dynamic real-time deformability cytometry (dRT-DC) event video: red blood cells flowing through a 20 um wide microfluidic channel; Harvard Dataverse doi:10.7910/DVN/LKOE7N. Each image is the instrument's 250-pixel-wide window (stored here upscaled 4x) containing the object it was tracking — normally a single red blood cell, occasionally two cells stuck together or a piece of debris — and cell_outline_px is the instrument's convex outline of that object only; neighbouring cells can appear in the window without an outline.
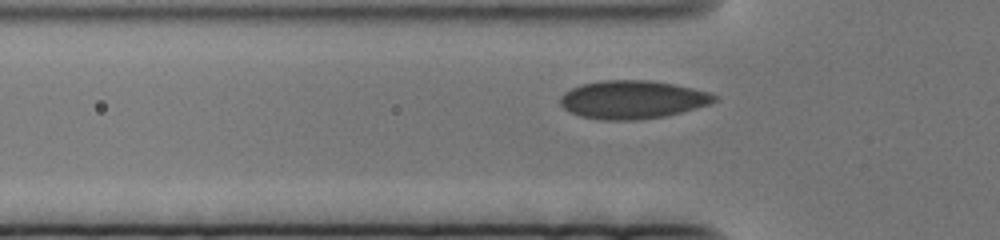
{"species": "human", "species_latin": "Homo sapiens", "temperature_condition": "cold", "stored_images_in_passage": 58, "camera_frame_rate_fps": 3000, "um_per_image_px": 0.085, "donor": {"sex": "female"}, "frame": {"image": 1, "passage_image": 5, "time_ms": 1.333, "image_size_px": [1000, 240], "cell_outline_px": [[716, 100], [708, 104], [696, 108], [664, 116], [640, 120], [600, 120], [580, 116], [564, 108], [560, 104], [560, 96], [564, 92], [580, 84], [604, 80], [648, 80], [672, 84], [692, 88], [708, 92], [716, 96]], "centroid_in_image_um": [53.72, 8.47], "position_along_channel_um": 72.1, "area_um2": 34.16}}
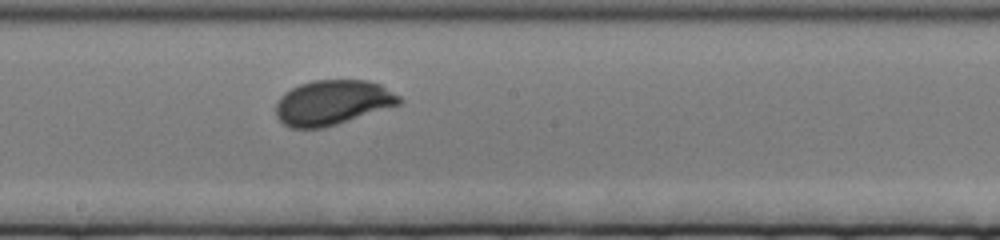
{"frame": {"image": 2, "passage_image": 23, "time_ms": 7.333, "image_size_px": [1000, 240], "cell_outline_px": [[404, 100], [400, 104], [324, 128], [288, 128], [276, 116], [276, 104], [280, 96], [284, 92], [300, 84], [312, 80], [368, 80], [380, 84], [400, 96]], "centroid_in_image_um": [28.25, 8.71], "position_along_channel_um": 219.9, "area_um2": 32.31}}
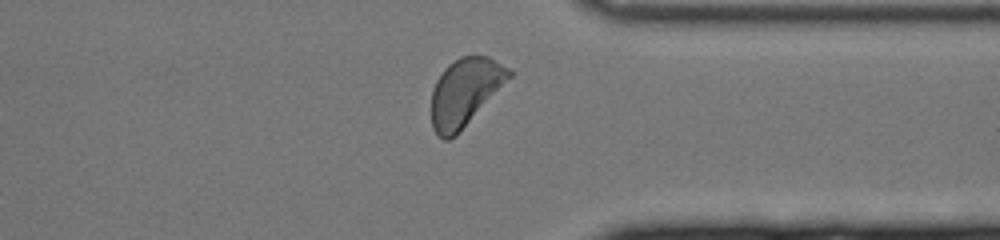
{"frame": {"image": 3, "passage_image": 42, "time_ms": 13.667, "image_size_px": [1000, 240], "cell_outline_px": [[512, 76], [460, 132], [456, 136], [448, 140], [444, 140], [432, 128], [432, 88], [436, 80], [444, 68], [448, 64], [460, 56], [488, 56], [508, 68], [512, 72]], "centroid_in_image_um": [39.51, 7.83], "position_along_channel_um": 371.9, "area_um2": 30.46}}